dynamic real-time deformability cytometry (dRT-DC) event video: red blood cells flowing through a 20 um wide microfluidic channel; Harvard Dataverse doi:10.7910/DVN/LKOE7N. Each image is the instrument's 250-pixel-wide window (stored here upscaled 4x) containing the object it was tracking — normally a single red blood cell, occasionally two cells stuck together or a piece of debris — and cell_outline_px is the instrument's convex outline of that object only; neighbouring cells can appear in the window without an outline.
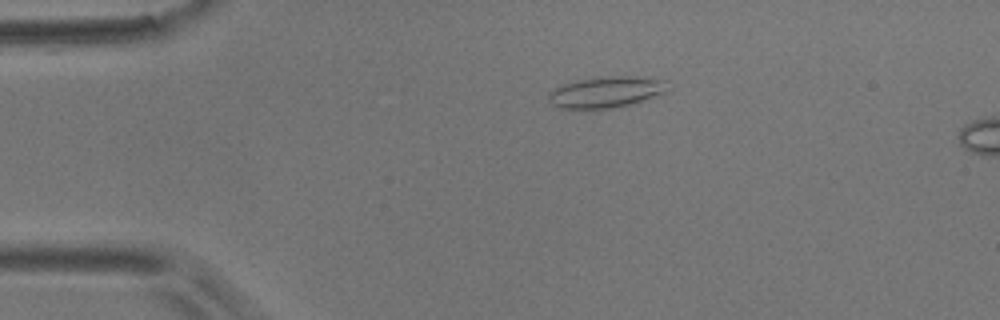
{"species": "common noctule bat (a hibernating species)", "species_latin": "Nyctalus noctula", "temperature_condition": "room temperature", "stored_images_in_passage": 3, "camera_frame_rate_fps": 3000, "um_per_image_px": 0.085, "animal": {"sex": "male", "body_mass_g": 17.9}, "frame": {"image": 1, "passage_image": 1, "time_ms": 0.0, "image_size_px": [1000, 320], "cell_outline_px": [[668, 80], [664, 92], [628, 104], [612, 108], [556, 108], [548, 100], [548, 92], [564, 84], [576, 80], [600, 76], [632, 76]], "centroid_in_image_um": [51.45, 7.81], "position_along_channel_um": 33.6, "area_um2": 21.27}}